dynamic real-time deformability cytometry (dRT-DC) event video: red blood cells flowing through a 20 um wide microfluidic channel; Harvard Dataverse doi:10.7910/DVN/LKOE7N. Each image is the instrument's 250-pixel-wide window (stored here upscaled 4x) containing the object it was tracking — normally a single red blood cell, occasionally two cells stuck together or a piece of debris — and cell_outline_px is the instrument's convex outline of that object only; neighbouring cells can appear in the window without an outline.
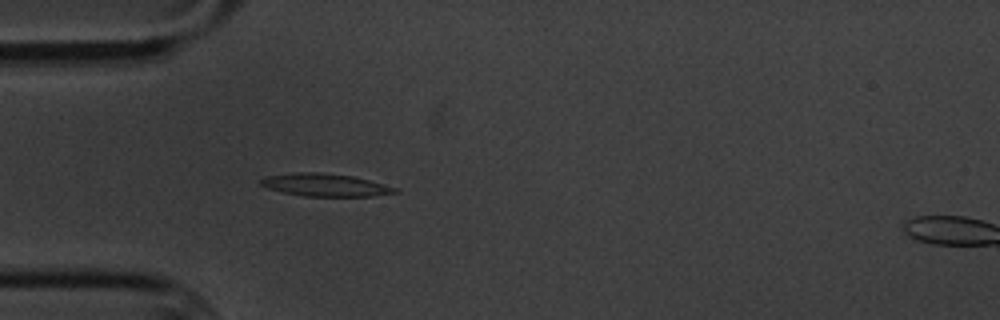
{"species": "common noctule bat (a hibernating species)", "species_latin": "Nyctalus noctula", "temperature_condition": "cold", "stored_images_in_passage": 5, "camera_frame_rate_fps": 3000, "um_per_image_px": 0.085, "animal": {"sex": "male", "body_mass_g": 20.1, "forearm_length_mm": 53.5}, "frame": {"image": 1, "passage_image": 4, "time_ms": 4.667, "image_size_px": [1000, 320], "cell_outline_px": [[400, 192], [372, 196], [304, 196], [284, 192], [268, 188], [260, 184], [260, 180], [268, 176], [300, 172], [320, 172], [352, 176], [400, 188]], "centroid_in_image_um": [27.7, 15.73], "position_along_channel_um": 57.3, "area_um2": 17.57}}